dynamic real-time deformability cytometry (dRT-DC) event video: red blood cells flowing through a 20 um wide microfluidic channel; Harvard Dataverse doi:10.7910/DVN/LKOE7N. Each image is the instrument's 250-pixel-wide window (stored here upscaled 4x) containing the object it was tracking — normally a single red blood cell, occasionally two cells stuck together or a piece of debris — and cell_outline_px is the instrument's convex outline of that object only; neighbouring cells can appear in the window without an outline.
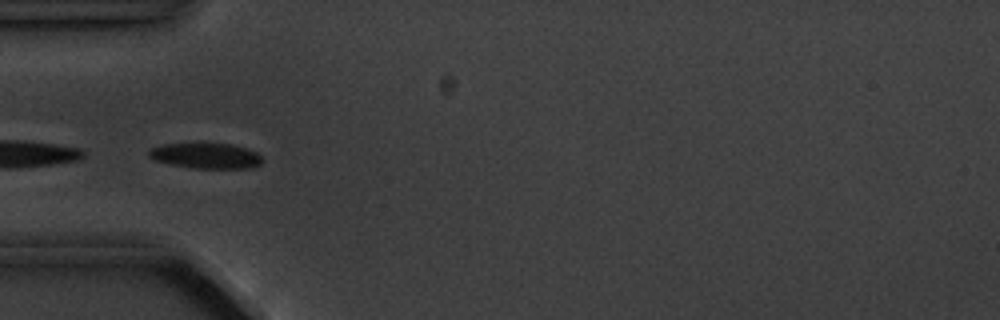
{"species": "common noctule bat (a hibernating species)", "species_latin": "Nyctalus noctula", "temperature_condition": "cold", "stored_images_in_passage": 7, "camera_frame_rate_fps": 3000, "um_per_image_px": 0.085, "animal": {"sex": "male", "body_mass_g": 20.1, "forearm_length_mm": 53.5}, "frame": {"image": 1, "passage_image": 5, "time_ms": 4.333, "image_size_px": [1000, 320], "cell_outline_px": [[264, 160], [260, 164], [252, 168], [192, 168], [172, 164], [156, 160], [148, 156], [148, 152], [152, 148], [164, 144], [232, 144], [256, 152]], "centroid_in_image_um": [17.53, 13.25], "position_along_channel_um": 67.5, "area_um2": 16.53}}